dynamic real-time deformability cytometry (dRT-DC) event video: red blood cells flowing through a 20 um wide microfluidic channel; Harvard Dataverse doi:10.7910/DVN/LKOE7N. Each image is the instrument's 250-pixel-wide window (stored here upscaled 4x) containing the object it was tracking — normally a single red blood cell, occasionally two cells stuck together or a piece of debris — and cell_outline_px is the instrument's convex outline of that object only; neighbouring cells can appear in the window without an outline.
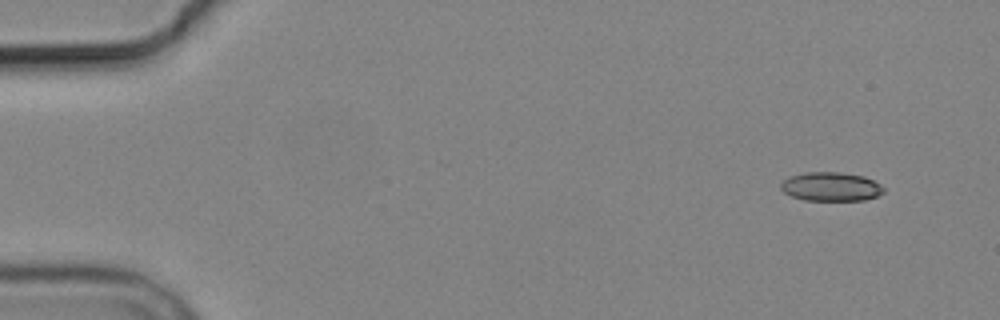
{"species": "common noctule bat (a hibernating species)", "species_latin": "Nyctalus noctula", "temperature_condition": "cold", "stored_images_in_passage": 4, "camera_frame_rate_fps": 3000, "um_per_image_px": 0.085, "animal": {"sex": "male", "body_mass_g": 19.2, "forearm_length_mm": 51.8}, "frame": {"image": 1, "passage_image": 1, "time_ms": 0.0, "image_size_px": [1000, 320], "cell_outline_px": [[884, 192], [876, 196], [864, 200], [804, 200], [792, 196], [784, 192], [780, 188], [780, 184], [788, 176], [804, 172], [840, 172], [864, 176], [880, 184], [884, 188]], "centroid_in_image_um": [70.61, 15.85], "position_along_channel_um": 14.4, "area_um2": 17.34}}
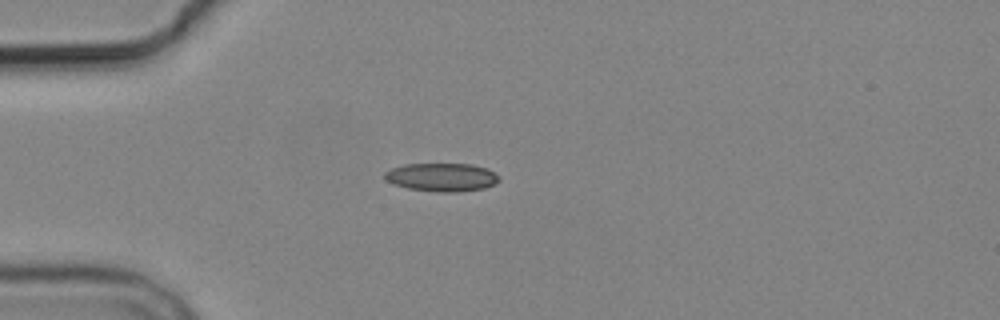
{"frame": {"image": 2, "passage_image": 4, "time_ms": 3.667, "image_size_px": [1000, 320], "cell_outline_px": [[500, 180], [496, 184], [484, 188], [456, 192], [440, 192], [408, 188], [384, 180], [384, 172], [392, 168], [404, 164], [472, 164], [488, 168], [500, 176]], "centroid_in_image_um": [37.58, 15.05], "position_along_channel_um": 47.4, "area_um2": 18.96}}